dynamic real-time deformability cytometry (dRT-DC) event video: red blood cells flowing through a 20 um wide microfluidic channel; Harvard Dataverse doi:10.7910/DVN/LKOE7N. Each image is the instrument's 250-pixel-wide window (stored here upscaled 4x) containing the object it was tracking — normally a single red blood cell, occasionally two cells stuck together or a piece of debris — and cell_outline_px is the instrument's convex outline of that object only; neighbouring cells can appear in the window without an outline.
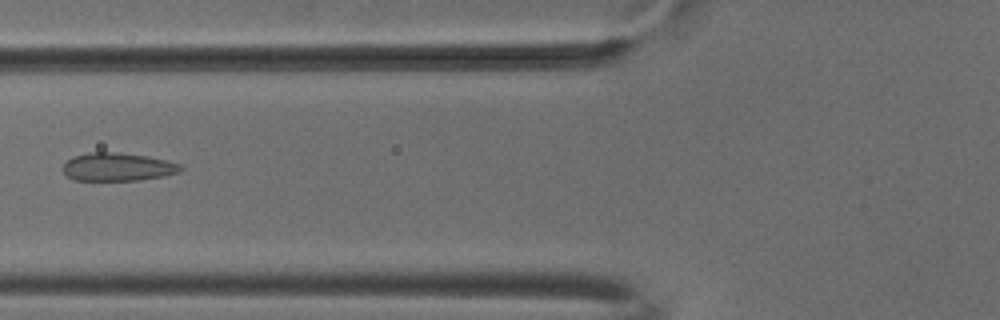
{"species": "common noctule bat (a hibernating species)", "species_latin": "Nyctalus noctula", "temperature_condition": "cold", "stored_images_in_passage": 5, "camera_frame_rate_fps": 3000, "um_per_image_px": 0.085, "animal": {"sex": "male", "body_mass_g": 18.8}, "frame": {"image": 1, "passage_image": 5, "time_ms": 1.333, "image_size_px": [1000, 320], "cell_outline_px": [[184, 168], [180, 172], [164, 176], [140, 180], [76, 180], [68, 176], [64, 172], [64, 164], [72, 156], [88, 152], [116, 152], [148, 156], [180, 164]], "centroid_in_image_um": [10.02, 14.18], "position_along_channel_um": 115.8, "area_um2": 19.25}}